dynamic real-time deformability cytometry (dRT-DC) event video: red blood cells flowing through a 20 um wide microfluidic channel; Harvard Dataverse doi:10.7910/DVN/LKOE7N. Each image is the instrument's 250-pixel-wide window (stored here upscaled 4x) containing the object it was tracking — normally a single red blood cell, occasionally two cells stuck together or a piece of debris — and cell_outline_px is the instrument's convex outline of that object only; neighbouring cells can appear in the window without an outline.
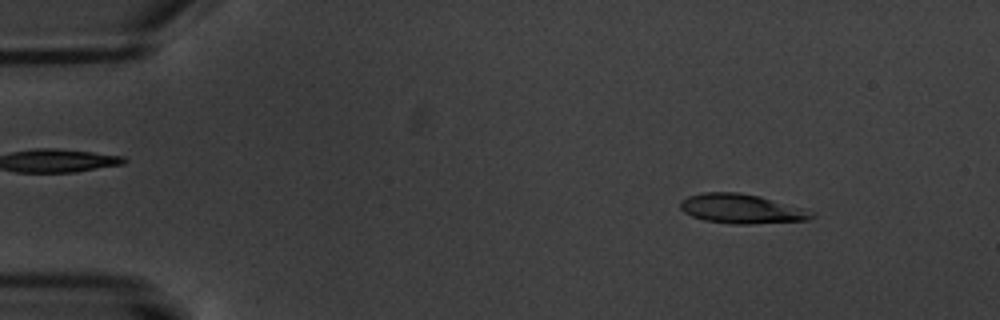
{"species": "common noctule bat (a hibernating species)", "species_latin": "Nyctalus noctula", "temperature_condition": "warm", "stored_images_in_passage": 4, "camera_frame_rate_fps": 3000, "um_per_image_px": 0.085, "animal": {"sex": "male", "body_mass_g": 20.1, "forearm_length_mm": 53.5}, "frame": {"image": 1, "passage_image": 2, "time_ms": 1.0, "image_size_px": [1000, 320], "cell_outline_px": [[816, 216], [808, 220], [748, 224], [732, 224], [704, 220], [692, 216], [684, 212], [680, 208], [680, 200], [688, 196], [704, 192], [740, 192], [760, 196], [804, 208], [816, 212]], "centroid_in_image_um": [63.05, 17.74], "position_along_channel_um": 21.9, "area_um2": 22.72}}
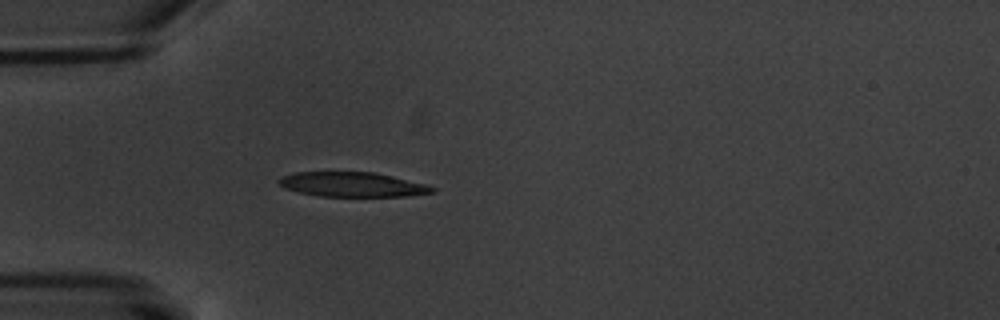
{"frame": {"image": 2, "passage_image": 4, "time_ms": 4.333, "image_size_px": [1000, 320], "cell_outline_px": [[436, 192], [408, 196], [320, 196], [300, 192], [284, 188], [276, 180], [280, 176], [296, 172], [372, 172], [428, 184], [436, 188]], "centroid_in_image_um": [29.96, 15.68], "position_along_channel_um": 55.0, "area_um2": 22.02}}